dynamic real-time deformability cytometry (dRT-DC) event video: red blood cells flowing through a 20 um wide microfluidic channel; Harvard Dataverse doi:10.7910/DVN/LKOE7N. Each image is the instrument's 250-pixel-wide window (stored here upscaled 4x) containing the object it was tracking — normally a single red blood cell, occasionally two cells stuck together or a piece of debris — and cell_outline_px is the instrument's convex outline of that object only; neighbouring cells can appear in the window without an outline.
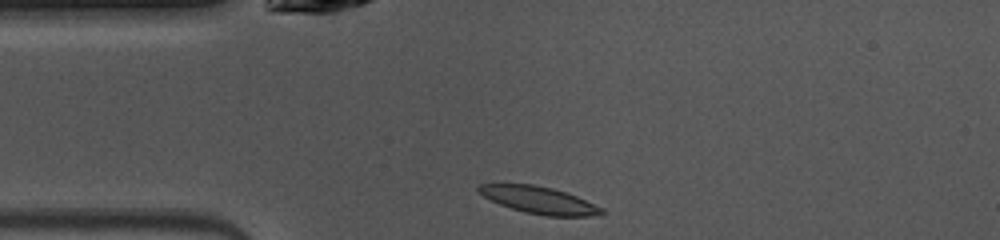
{"species": "common noctule bat (a hibernating species)", "species_latin": "Nyctalus noctula", "temperature_condition": "warm", "stored_images_in_passage": 39, "camera_frame_rate_fps": 3000, "um_per_image_px": 0.085, "animal": {"sex": "female", "body_mass_g": 10.0, "forearm_length_mm": 53.1}, "frame": {"image": 1, "passage_image": 1, "time_ms": 0.0, "image_size_px": [1000, 240], "cell_outline_px": [[604, 212], [600, 216], [544, 216], [524, 212], [500, 204], [484, 196], [476, 188], [480, 184], [532, 184], [552, 188], [576, 196], [604, 208]], "centroid_in_image_um": [45.87, 17.02], "position_along_channel_um": 39.1, "area_um2": 19.25}}
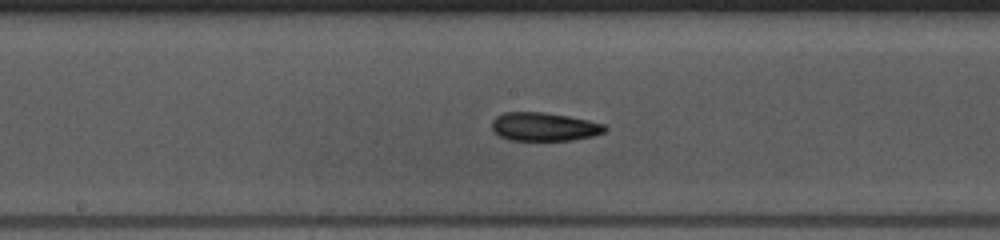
{"frame": {"image": 2, "passage_image": 14, "time_ms": 4.333, "image_size_px": [1000, 240], "cell_outline_px": [[608, 128], [604, 132], [592, 136], [572, 140], [508, 140], [500, 136], [492, 128], [492, 120], [496, 116], [504, 112], [544, 112], [568, 116], [588, 120], [604, 124]], "centroid_in_image_um": [46.25, 10.77], "position_along_channel_um": 202.0, "area_um2": 18.73}}
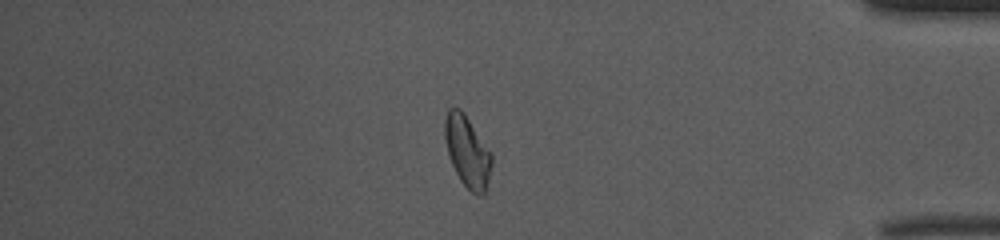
{"frame": {"image": 3, "passage_image": 31, "time_ms": 10.0, "image_size_px": [1000, 240], "cell_outline_px": [[492, 164], [484, 192], [480, 196], [472, 192], [460, 180], [448, 156], [444, 140], [444, 120], [448, 108], [460, 108], [464, 112], [492, 152]], "centroid_in_image_um": [39.71, 12.82], "position_along_channel_um": 395.5, "area_um2": 19.54}, "authors_computed_cell_mechanics": {"area_um2": 19.1896, "velocity_mm_per_s": 4.0789, "shape_relaxation_time_tau1_ms": 5.3777, "shape_relaxation_time_tau2_ms": 3.1502, "deformation_change_tau1": 0.1164, "deformation_change_tau2": 0.1015}}